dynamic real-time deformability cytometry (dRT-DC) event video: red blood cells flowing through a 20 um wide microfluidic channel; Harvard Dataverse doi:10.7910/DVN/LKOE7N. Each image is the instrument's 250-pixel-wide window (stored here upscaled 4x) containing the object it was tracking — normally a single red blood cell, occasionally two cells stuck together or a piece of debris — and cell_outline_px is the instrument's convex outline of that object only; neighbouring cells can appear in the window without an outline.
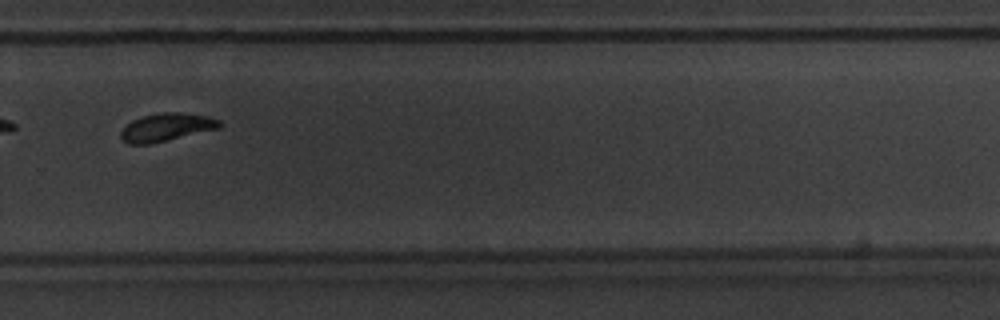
{"species": "common noctule bat (a hibernating species)", "species_latin": "Nyctalus noctula", "temperature_condition": "warm", "stored_images_in_passage": 35, "camera_frame_rate_fps": 3000, "um_per_image_px": 0.085, "animal": {"sex": "male", "body_mass_g": 20.1, "forearm_length_mm": 53.5}, "frame": {"image": 1, "passage_image": 25, "time_ms": 8.0, "image_size_px": [1000, 320], "cell_outline_px": [[220, 128], [152, 144], [128, 144], [120, 136], [120, 132], [132, 120], [144, 116], [164, 112], [180, 112], [204, 116], [220, 120]], "centroid_in_image_um": [14.14, 10.83], "position_along_channel_um": 315.7, "area_um2": 15.9}}